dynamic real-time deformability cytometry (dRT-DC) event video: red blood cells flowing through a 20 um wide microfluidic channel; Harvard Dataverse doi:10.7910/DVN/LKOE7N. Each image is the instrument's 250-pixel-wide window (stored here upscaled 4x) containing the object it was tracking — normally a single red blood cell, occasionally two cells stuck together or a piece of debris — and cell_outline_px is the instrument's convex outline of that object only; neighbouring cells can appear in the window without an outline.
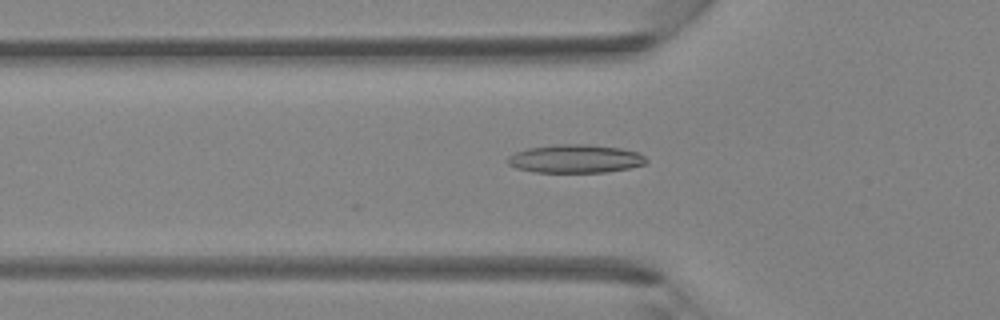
{"species": "Egyptian fruit bat (a non-hibernating species)", "species_latin": "Rousettus aegyptiacus", "temperature_condition": "room temperature", "stored_images_in_passage": 20, "camera_frame_rate_fps": 3000, "um_per_image_px": 0.085, "animal": {"sex": "female"}, "frame": {"image": 1, "passage_image": 7, "time_ms": 2.0, "image_size_px": [1000, 320], "cell_outline_px": [[648, 160], [644, 164], [628, 168], [608, 172], [532, 172], [516, 168], [508, 164], [508, 156], [516, 152], [528, 148], [556, 144], [588, 144], [620, 148], [636, 152], [644, 156]], "centroid_in_image_um": [48.88, 13.49], "position_along_channel_um": 76.9, "area_um2": 22.83}}
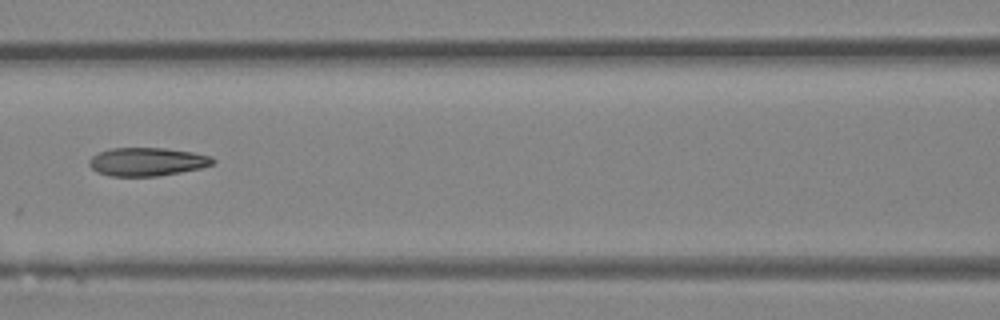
{"frame": {"image": 2, "passage_image": 12, "time_ms": 3.667, "image_size_px": [1000, 320], "cell_outline_px": [[216, 160], [212, 164], [200, 168], [180, 172], [156, 176], [108, 176], [96, 172], [88, 164], [88, 160], [92, 156], [100, 152], [112, 148], [164, 148], [192, 152], [212, 156]], "centroid_in_image_um": [12.48, 13.75], "position_along_channel_um": 154.1, "area_um2": 20.4}}
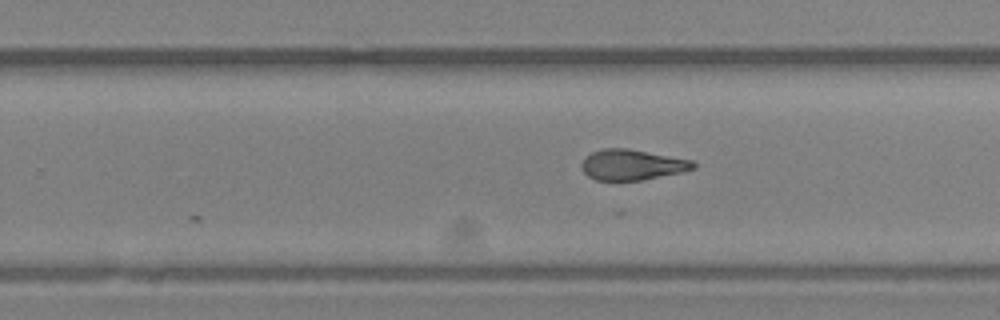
{"frame": {"image": 3, "passage_image": 20, "time_ms": 6.333, "image_size_px": [1000, 320], "cell_outline_px": [[696, 168], [680, 172], [644, 180], [596, 180], [588, 176], [580, 168], [580, 164], [584, 156], [592, 152], [604, 148], [628, 148], [692, 160], [696, 164]], "centroid_in_image_um": [53.69, 14.0], "position_along_channel_um": 276.1, "area_um2": 20.0}}